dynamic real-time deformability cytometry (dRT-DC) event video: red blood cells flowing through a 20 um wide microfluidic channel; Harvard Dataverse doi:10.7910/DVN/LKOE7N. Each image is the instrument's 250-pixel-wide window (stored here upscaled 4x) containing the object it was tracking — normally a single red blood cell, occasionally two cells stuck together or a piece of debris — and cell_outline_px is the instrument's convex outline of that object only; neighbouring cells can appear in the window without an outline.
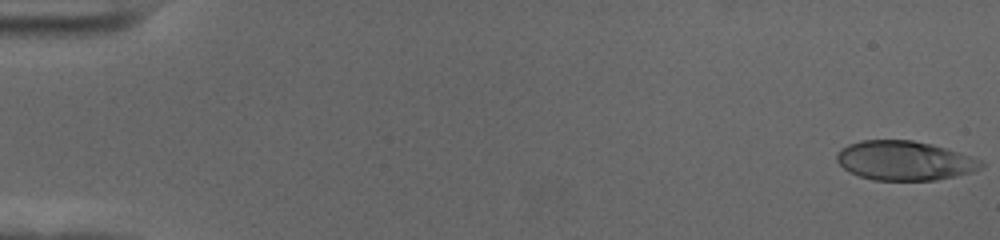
{"species": "human", "species_latin": "Homo sapiens", "temperature_condition": "cold", "stored_images_in_passage": 56, "camera_frame_rate_fps": 3000, "um_per_image_px": 0.085, "donor": {"sex": "female"}, "frame": {"image": 1, "passage_image": 1, "time_ms": 0.0, "image_size_px": [1000, 240], "cell_outline_px": [[984, 164], [980, 168], [972, 172], [956, 176], [936, 180], [872, 180], [848, 172], [836, 160], [836, 152], [848, 144], [860, 140], [912, 140], [932, 144], [960, 152], [984, 160]], "centroid_in_image_um": [76.89, 13.65], "position_along_channel_um": 8.1, "area_um2": 33.35}}
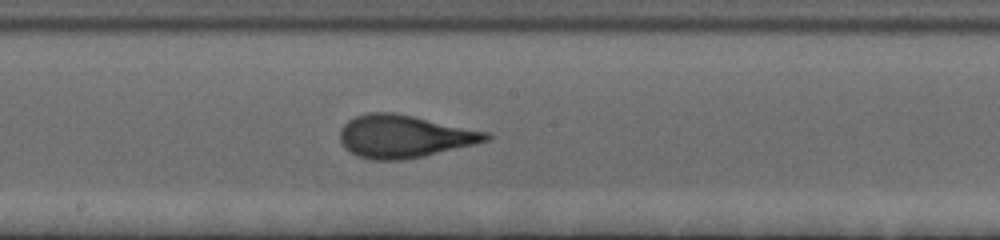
{"frame": {"image": 2, "passage_image": 31, "time_ms": 10.0, "image_size_px": [1000, 240], "cell_outline_px": [[492, 140], [476, 144], [424, 156], [404, 160], [372, 160], [356, 156], [348, 152], [344, 148], [340, 140], [340, 128], [348, 120], [356, 116], [368, 112], [392, 112], [492, 132]], "centroid_in_image_um": [34.38, 11.6], "position_along_channel_um": 213.8, "area_um2": 36.82}}
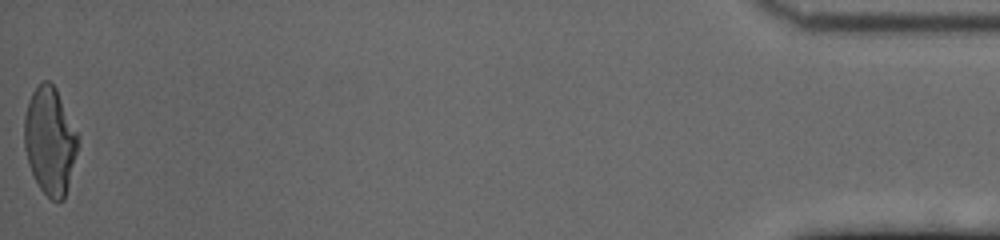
{"frame": {"image": 3, "passage_image": 56, "time_ms": 18.333, "image_size_px": [1000, 240], "cell_outline_px": [[76, 152], [64, 200], [52, 200], [40, 188], [28, 164], [24, 148], [24, 116], [28, 100], [32, 92], [44, 80], [48, 80], [56, 88], [76, 132]], "centroid_in_image_um": [4.2, 11.95], "position_along_channel_um": 431.0, "area_um2": 32.77}, "authors_computed_cell_mechanics": {"area_um2": 34.2465, "velocity_mm_per_s": 3.6659, "shape_relaxation_time_tau1_ms": 5.117, "shape_relaxation_time_tau2_ms": 0.75, "deformation_change_tau1": 0.2053, "deformation_change_tau2": 0.0862}}